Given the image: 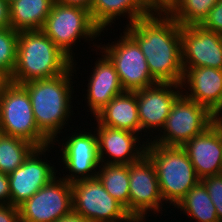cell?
<instances>
[{"instance_id": "cell-14", "label": "cell", "mask_w": 222, "mask_h": 222, "mask_svg": "<svg viewBox=\"0 0 222 222\" xmlns=\"http://www.w3.org/2000/svg\"><path fill=\"white\" fill-rule=\"evenodd\" d=\"M183 68L222 69V35L200 25L181 26Z\"/></svg>"}, {"instance_id": "cell-11", "label": "cell", "mask_w": 222, "mask_h": 222, "mask_svg": "<svg viewBox=\"0 0 222 222\" xmlns=\"http://www.w3.org/2000/svg\"><path fill=\"white\" fill-rule=\"evenodd\" d=\"M129 178V214L136 222H145L148 212L160 213L165 204L154 164L144 155L129 164Z\"/></svg>"}, {"instance_id": "cell-22", "label": "cell", "mask_w": 222, "mask_h": 222, "mask_svg": "<svg viewBox=\"0 0 222 222\" xmlns=\"http://www.w3.org/2000/svg\"><path fill=\"white\" fill-rule=\"evenodd\" d=\"M55 0H14L9 4L11 28L20 32L42 29Z\"/></svg>"}, {"instance_id": "cell-7", "label": "cell", "mask_w": 222, "mask_h": 222, "mask_svg": "<svg viewBox=\"0 0 222 222\" xmlns=\"http://www.w3.org/2000/svg\"><path fill=\"white\" fill-rule=\"evenodd\" d=\"M212 118L213 114L205 106L181 94L173 103L161 132L150 140L165 146H183L210 127Z\"/></svg>"}, {"instance_id": "cell-34", "label": "cell", "mask_w": 222, "mask_h": 222, "mask_svg": "<svg viewBox=\"0 0 222 222\" xmlns=\"http://www.w3.org/2000/svg\"><path fill=\"white\" fill-rule=\"evenodd\" d=\"M56 222H91V221L87 220L85 217L78 215L72 211L70 214L63 216Z\"/></svg>"}, {"instance_id": "cell-35", "label": "cell", "mask_w": 222, "mask_h": 222, "mask_svg": "<svg viewBox=\"0 0 222 222\" xmlns=\"http://www.w3.org/2000/svg\"><path fill=\"white\" fill-rule=\"evenodd\" d=\"M64 5L81 6L89 10L92 0H55Z\"/></svg>"}, {"instance_id": "cell-10", "label": "cell", "mask_w": 222, "mask_h": 222, "mask_svg": "<svg viewBox=\"0 0 222 222\" xmlns=\"http://www.w3.org/2000/svg\"><path fill=\"white\" fill-rule=\"evenodd\" d=\"M57 178L19 206L21 222H56L73 211L71 183Z\"/></svg>"}, {"instance_id": "cell-23", "label": "cell", "mask_w": 222, "mask_h": 222, "mask_svg": "<svg viewBox=\"0 0 222 222\" xmlns=\"http://www.w3.org/2000/svg\"><path fill=\"white\" fill-rule=\"evenodd\" d=\"M176 206L196 222H219L216 208L201 181L191 188Z\"/></svg>"}, {"instance_id": "cell-26", "label": "cell", "mask_w": 222, "mask_h": 222, "mask_svg": "<svg viewBox=\"0 0 222 222\" xmlns=\"http://www.w3.org/2000/svg\"><path fill=\"white\" fill-rule=\"evenodd\" d=\"M35 148L36 146L27 140L2 134L0 137V172L9 175L15 171Z\"/></svg>"}, {"instance_id": "cell-38", "label": "cell", "mask_w": 222, "mask_h": 222, "mask_svg": "<svg viewBox=\"0 0 222 222\" xmlns=\"http://www.w3.org/2000/svg\"><path fill=\"white\" fill-rule=\"evenodd\" d=\"M4 1H6L7 3H12L14 0H4Z\"/></svg>"}, {"instance_id": "cell-20", "label": "cell", "mask_w": 222, "mask_h": 222, "mask_svg": "<svg viewBox=\"0 0 222 222\" xmlns=\"http://www.w3.org/2000/svg\"><path fill=\"white\" fill-rule=\"evenodd\" d=\"M182 147L200 179L222 173L221 141L212 126L186 142Z\"/></svg>"}, {"instance_id": "cell-3", "label": "cell", "mask_w": 222, "mask_h": 222, "mask_svg": "<svg viewBox=\"0 0 222 222\" xmlns=\"http://www.w3.org/2000/svg\"><path fill=\"white\" fill-rule=\"evenodd\" d=\"M77 65L41 30L19 32L17 61L9 81L24 84L53 78Z\"/></svg>"}, {"instance_id": "cell-12", "label": "cell", "mask_w": 222, "mask_h": 222, "mask_svg": "<svg viewBox=\"0 0 222 222\" xmlns=\"http://www.w3.org/2000/svg\"><path fill=\"white\" fill-rule=\"evenodd\" d=\"M53 145L36 147L24 163L8 175L12 206L19 207L56 177L57 170L54 165L51 166L47 159L45 161L40 158L47 150H51L49 148H53Z\"/></svg>"}, {"instance_id": "cell-28", "label": "cell", "mask_w": 222, "mask_h": 222, "mask_svg": "<svg viewBox=\"0 0 222 222\" xmlns=\"http://www.w3.org/2000/svg\"><path fill=\"white\" fill-rule=\"evenodd\" d=\"M216 208L219 222H222V173L201 179Z\"/></svg>"}, {"instance_id": "cell-36", "label": "cell", "mask_w": 222, "mask_h": 222, "mask_svg": "<svg viewBox=\"0 0 222 222\" xmlns=\"http://www.w3.org/2000/svg\"><path fill=\"white\" fill-rule=\"evenodd\" d=\"M9 82V77L0 69V90Z\"/></svg>"}, {"instance_id": "cell-29", "label": "cell", "mask_w": 222, "mask_h": 222, "mask_svg": "<svg viewBox=\"0 0 222 222\" xmlns=\"http://www.w3.org/2000/svg\"><path fill=\"white\" fill-rule=\"evenodd\" d=\"M206 30L222 35V0L208 12L207 17L200 24Z\"/></svg>"}, {"instance_id": "cell-24", "label": "cell", "mask_w": 222, "mask_h": 222, "mask_svg": "<svg viewBox=\"0 0 222 222\" xmlns=\"http://www.w3.org/2000/svg\"><path fill=\"white\" fill-rule=\"evenodd\" d=\"M97 178L105 190L129 213V165L101 164Z\"/></svg>"}, {"instance_id": "cell-6", "label": "cell", "mask_w": 222, "mask_h": 222, "mask_svg": "<svg viewBox=\"0 0 222 222\" xmlns=\"http://www.w3.org/2000/svg\"><path fill=\"white\" fill-rule=\"evenodd\" d=\"M73 62L72 45L80 39L93 41L101 35V31L95 26L88 9L64 5L54 1L50 14L46 18L41 29Z\"/></svg>"}, {"instance_id": "cell-33", "label": "cell", "mask_w": 222, "mask_h": 222, "mask_svg": "<svg viewBox=\"0 0 222 222\" xmlns=\"http://www.w3.org/2000/svg\"><path fill=\"white\" fill-rule=\"evenodd\" d=\"M211 126L217 131L220 137L221 147H222V112L213 114Z\"/></svg>"}, {"instance_id": "cell-8", "label": "cell", "mask_w": 222, "mask_h": 222, "mask_svg": "<svg viewBox=\"0 0 222 222\" xmlns=\"http://www.w3.org/2000/svg\"><path fill=\"white\" fill-rule=\"evenodd\" d=\"M73 212L91 222H136L98 178L71 183Z\"/></svg>"}, {"instance_id": "cell-18", "label": "cell", "mask_w": 222, "mask_h": 222, "mask_svg": "<svg viewBox=\"0 0 222 222\" xmlns=\"http://www.w3.org/2000/svg\"><path fill=\"white\" fill-rule=\"evenodd\" d=\"M158 9L152 0H92L89 12L95 26L104 32L121 15L124 17L127 14L129 23L126 26H130Z\"/></svg>"}, {"instance_id": "cell-19", "label": "cell", "mask_w": 222, "mask_h": 222, "mask_svg": "<svg viewBox=\"0 0 222 222\" xmlns=\"http://www.w3.org/2000/svg\"><path fill=\"white\" fill-rule=\"evenodd\" d=\"M101 53V58L95 62L86 90L87 106L90 108L88 112L94 116L114 97L125 92L113 63Z\"/></svg>"}, {"instance_id": "cell-15", "label": "cell", "mask_w": 222, "mask_h": 222, "mask_svg": "<svg viewBox=\"0 0 222 222\" xmlns=\"http://www.w3.org/2000/svg\"><path fill=\"white\" fill-rule=\"evenodd\" d=\"M134 92L138 103L141 132L151 130L152 134L154 130L161 131L173 103L182 94L181 85L173 83H157Z\"/></svg>"}, {"instance_id": "cell-31", "label": "cell", "mask_w": 222, "mask_h": 222, "mask_svg": "<svg viewBox=\"0 0 222 222\" xmlns=\"http://www.w3.org/2000/svg\"><path fill=\"white\" fill-rule=\"evenodd\" d=\"M10 197L8 174L0 172V205H10Z\"/></svg>"}, {"instance_id": "cell-25", "label": "cell", "mask_w": 222, "mask_h": 222, "mask_svg": "<svg viewBox=\"0 0 222 222\" xmlns=\"http://www.w3.org/2000/svg\"><path fill=\"white\" fill-rule=\"evenodd\" d=\"M219 0H170L163 8L181 26L200 25Z\"/></svg>"}, {"instance_id": "cell-13", "label": "cell", "mask_w": 222, "mask_h": 222, "mask_svg": "<svg viewBox=\"0 0 222 222\" xmlns=\"http://www.w3.org/2000/svg\"><path fill=\"white\" fill-rule=\"evenodd\" d=\"M91 133L83 130L73 132L71 137H65V143L62 142L61 158L66 171H69L63 179L69 183L97 177L96 170L100 167L98 139L95 131Z\"/></svg>"}, {"instance_id": "cell-21", "label": "cell", "mask_w": 222, "mask_h": 222, "mask_svg": "<svg viewBox=\"0 0 222 222\" xmlns=\"http://www.w3.org/2000/svg\"><path fill=\"white\" fill-rule=\"evenodd\" d=\"M93 117L100 125L142 135L135 92L125 91L114 97Z\"/></svg>"}, {"instance_id": "cell-9", "label": "cell", "mask_w": 222, "mask_h": 222, "mask_svg": "<svg viewBox=\"0 0 222 222\" xmlns=\"http://www.w3.org/2000/svg\"><path fill=\"white\" fill-rule=\"evenodd\" d=\"M123 34L111 45L93 46L100 48L113 63L125 91L134 92L157 84L138 43L125 30Z\"/></svg>"}, {"instance_id": "cell-17", "label": "cell", "mask_w": 222, "mask_h": 222, "mask_svg": "<svg viewBox=\"0 0 222 222\" xmlns=\"http://www.w3.org/2000/svg\"><path fill=\"white\" fill-rule=\"evenodd\" d=\"M183 70L180 84L182 94L205 106L212 114L222 112V69L199 67L183 68Z\"/></svg>"}, {"instance_id": "cell-27", "label": "cell", "mask_w": 222, "mask_h": 222, "mask_svg": "<svg viewBox=\"0 0 222 222\" xmlns=\"http://www.w3.org/2000/svg\"><path fill=\"white\" fill-rule=\"evenodd\" d=\"M18 37L13 28H0V69L9 78L16 66Z\"/></svg>"}, {"instance_id": "cell-16", "label": "cell", "mask_w": 222, "mask_h": 222, "mask_svg": "<svg viewBox=\"0 0 222 222\" xmlns=\"http://www.w3.org/2000/svg\"><path fill=\"white\" fill-rule=\"evenodd\" d=\"M97 124L95 132L100 164L129 165L145 155L147 142L141 145L143 139L137 133Z\"/></svg>"}, {"instance_id": "cell-37", "label": "cell", "mask_w": 222, "mask_h": 222, "mask_svg": "<svg viewBox=\"0 0 222 222\" xmlns=\"http://www.w3.org/2000/svg\"><path fill=\"white\" fill-rule=\"evenodd\" d=\"M170 0H152V2L160 9H163Z\"/></svg>"}, {"instance_id": "cell-32", "label": "cell", "mask_w": 222, "mask_h": 222, "mask_svg": "<svg viewBox=\"0 0 222 222\" xmlns=\"http://www.w3.org/2000/svg\"><path fill=\"white\" fill-rule=\"evenodd\" d=\"M10 10L9 3L4 0H0V28H10Z\"/></svg>"}, {"instance_id": "cell-30", "label": "cell", "mask_w": 222, "mask_h": 222, "mask_svg": "<svg viewBox=\"0 0 222 222\" xmlns=\"http://www.w3.org/2000/svg\"><path fill=\"white\" fill-rule=\"evenodd\" d=\"M19 207L0 205V222H19Z\"/></svg>"}, {"instance_id": "cell-1", "label": "cell", "mask_w": 222, "mask_h": 222, "mask_svg": "<svg viewBox=\"0 0 222 222\" xmlns=\"http://www.w3.org/2000/svg\"><path fill=\"white\" fill-rule=\"evenodd\" d=\"M125 31L138 43L157 83L181 84V25L164 9L137 20Z\"/></svg>"}, {"instance_id": "cell-5", "label": "cell", "mask_w": 222, "mask_h": 222, "mask_svg": "<svg viewBox=\"0 0 222 222\" xmlns=\"http://www.w3.org/2000/svg\"><path fill=\"white\" fill-rule=\"evenodd\" d=\"M0 130L44 147L53 144L35 122L30 96L22 84L9 81L0 90Z\"/></svg>"}, {"instance_id": "cell-2", "label": "cell", "mask_w": 222, "mask_h": 222, "mask_svg": "<svg viewBox=\"0 0 222 222\" xmlns=\"http://www.w3.org/2000/svg\"><path fill=\"white\" fill-rule=\"evenodd\" d=\"M76 66H72L66 73L53 78L32 80L22 84L31 99L33 115L38 129L53 143L59 142L64 125L72 115V93H74L72 73ZM72 98V99H71ZM67 122V123H66ZM55 142V143H54Z\"/></svg>"}, {"instance_id": "cell-4", "label": "cell", "mask_w": 222, "mask_h": 222, "mask_svg": "<svg viewBox=\"0 0 222 222\" xmlns=\"http://www.w3.org/2000/svg\"><path fill=\"white\" fill-rule=\"evenodd\" d=\"M145 155L155 166L160 192L169 206L176 204L197 185L201 179L197 176L186 151L182 146H165L152 143L147 138Z\"/></svg>"}]
</instances>
